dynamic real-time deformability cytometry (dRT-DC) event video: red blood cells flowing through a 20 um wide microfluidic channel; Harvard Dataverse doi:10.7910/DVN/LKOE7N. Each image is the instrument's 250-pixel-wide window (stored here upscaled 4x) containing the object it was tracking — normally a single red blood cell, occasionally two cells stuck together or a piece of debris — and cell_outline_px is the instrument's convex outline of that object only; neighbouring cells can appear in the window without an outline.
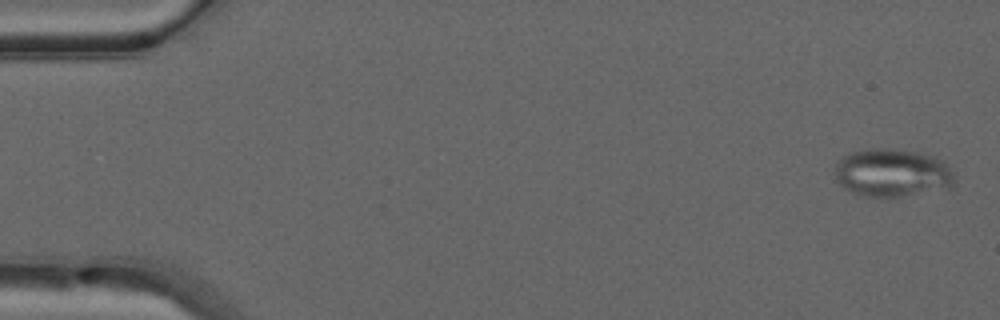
{"species": "common noctule bat (a hibernating species)", "species_latin": "Nyctalus noctula", "temperature_condition": "warm", "stored_images_in_passage": 50, "camera_frame_rate_fps": 3000, "um_per_image_px": 0.085, "animal": {"sex": "male", "forearm_length_mm": 52.5}, "frame": {"image": 1, "passage_image": 2, "time_ms": 0.333, "image_size_px": [1000, 320], "cell_outline_px": [[952, 184], [948, 188], [896, 196], [856, 196], [844, 188], [836, 180], [836, 164], [844, 156], [852, 152], [872, 148], [884, 148], [920, 152], [932, 156], [948, 164], [952, 176]], "centroid_in_image_um": [75.79, 14.68], "position_along_channel_um": 9.2, "area_um2": 33.0}}
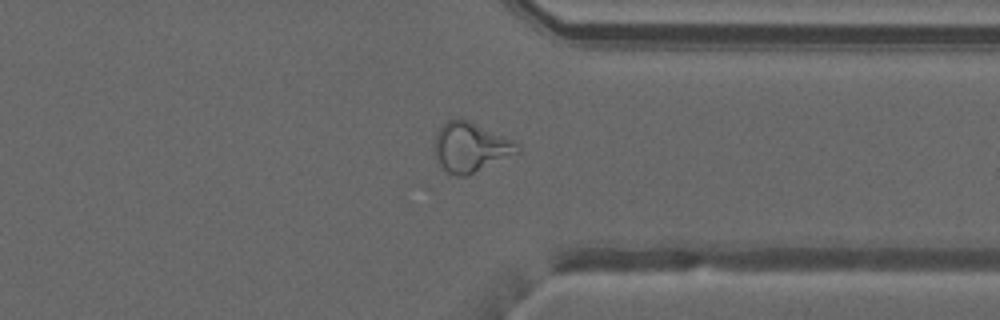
{"frame": {"image": 2, "passage_image": 39, "time_ms": 12.667, "image_size_px": [1000, 320], "cell_outline_px": [[520, 152], [464, 176], [456, 176], [440, 168], [436, 160], [436, 136], [440, 128], [448, 120], [460, 116], [512, 140], [520, 144]], "centroid_in_image_um": [39.99, 12.5], "position_along_channel_um": 371.4, "area_um2": 23.64}}
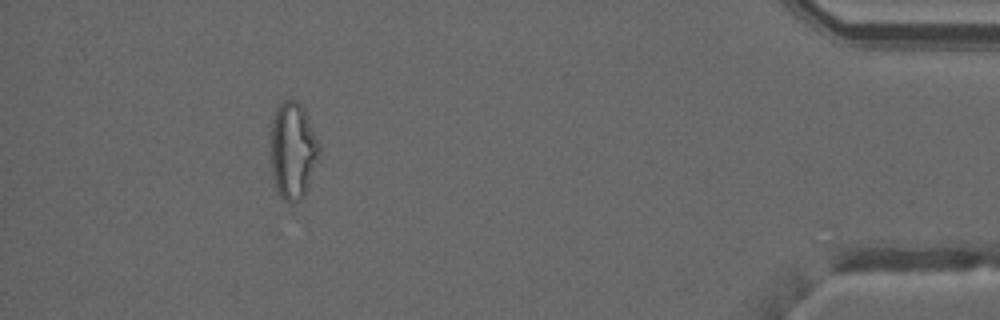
{"frame": {"image": 3, "passage_image": 46, "time_ms": 15.0, "image_size_px": [1000, 320], "cell_outline_px": [[320, 152], [304, 196], [292, 204], [284, 200], [280, 196], [276, 188], [272, 176], [268, 160], [268, 132], [276, 108], [284, 100], [296, 100], [304, 108], [320, 144]], "centroid_in_image_um": [24.82, 12.78], "position_along_channel_um": 410.4, "area_um2": 28.32}, "authors_computed_cell_mechanics": {"area_um2": 26.3279, "velocity_mm_per_s": 4.095, "shape_relaxation_time_tau1_ms": null, "shape_relaxation_time_tau2_ms": 1.1383, "deformation_change_tau1": null, "deformation_change_tau2": 0.0897}}